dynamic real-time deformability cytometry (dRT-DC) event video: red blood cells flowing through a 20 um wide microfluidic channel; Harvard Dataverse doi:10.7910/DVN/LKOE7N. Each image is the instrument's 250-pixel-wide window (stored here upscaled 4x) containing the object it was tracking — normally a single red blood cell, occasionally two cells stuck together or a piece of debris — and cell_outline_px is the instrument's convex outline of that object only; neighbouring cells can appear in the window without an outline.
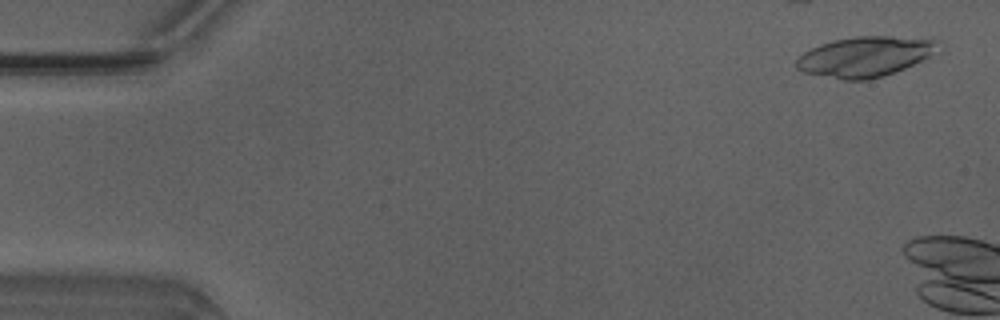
{"species": "Egyptian fruit bat (a non-hibernating species)", "species_latin": "Rousettus aegyptiacus", "temperature_condition": "warm", "stored_images_in_passage": 11, "camera_frame_rate_fps": 3000, "um_per_image_px": 0.085, "animal": {"sex": "male"}, "frame": {"image": 1, "passage_image": 2, "time_ms": 0.333, "image_size_px": [1000, 320], "cell_outline_px": [[940, 52], [904, 68], [884, 76], [868, 80], [844, 80], [804, 72], [796, 68], [796, 60], [804, 52], [820, 44], [832, 40], [852, 36], [892, 36], [940, 40]], "centroid_in_image_um": [73.58, 4.8], "position_along_channel_um": 11.4, "area_um2": 33.41}}